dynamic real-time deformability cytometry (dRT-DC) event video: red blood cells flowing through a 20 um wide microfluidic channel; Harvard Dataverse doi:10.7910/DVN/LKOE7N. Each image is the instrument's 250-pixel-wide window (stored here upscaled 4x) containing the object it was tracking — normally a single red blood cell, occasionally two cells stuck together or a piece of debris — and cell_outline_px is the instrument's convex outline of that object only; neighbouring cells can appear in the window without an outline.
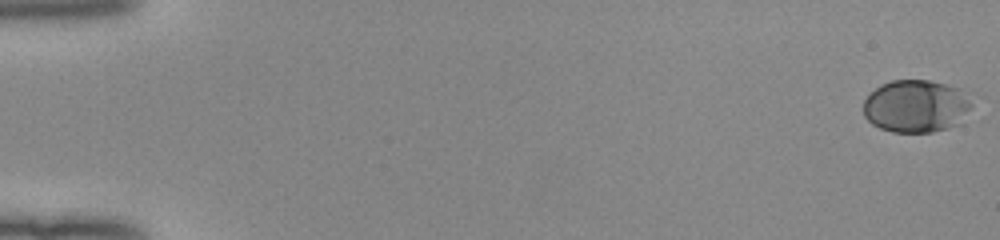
{"species": "human", "species_latin": "Homo sapiens", "temperature_condition": "room temperature", "stored_images_in_passage": 53, "camera_frame_rate_fps": 3000, "um_per_image_px": 0.085, "donor": {"sex": "female"}, "frame": {"image": 1, "passage_image": 1, "time_ms": 0.0, "image_size_px": [1000, 240], "cell_outline_px": [[972, 104], [960, 124], [948, 128], [932, 132], [892, 132], [880, 128], [872, 124], [864, 116], [864, 100], [880, 84], [892, 80], [928, 80], [960, 88]], "centroid_in_image_um": [77.85, 9.03], "position_along_channel_um": 7.2, "area_um2": 33.18}}
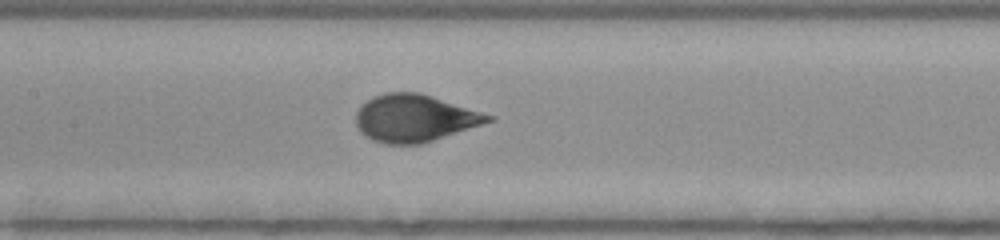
{"frame": {"image": 2, "passage_image": 27, "time_ms": 8.667, "image_size_px": [1000, 240], "cell_outline_px": [[496, 120], [420, 144], [384, 144], [372, 140], [360, 132], [356, 124], [356, 112], [372, 96], [384, 92], [420, 92], [496, 116]], "centroid_in_image_um": [35.26, 10.04], "position_along_channel_um": 172.1, "area_um2": 36.53}}
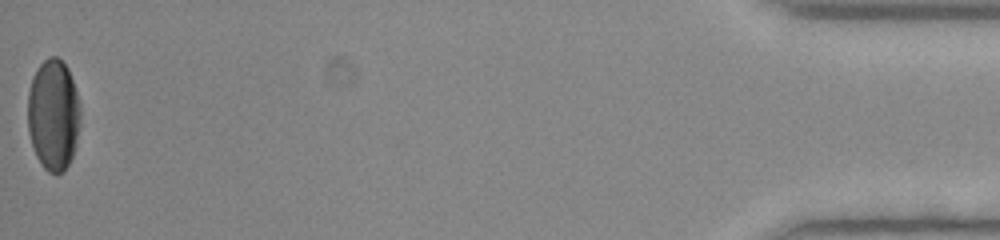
{"frame": {"image": 3, "passage_image": 53, "time_ms": 17.333, "image_size_px": [1000, 240], "cell_outline_px": [[80, 124], [76, 144], [72, 156], [68, 164], [56, 176], [48, 172], [40, 164], [36, 156], [28, 132], [28, 92], [32, 76], [36, 68], [48, 56], [56, 56], [68, 68], [80, 104]], "centroid_in_image_um": [4.52, 9.76], "position_along_channel_um": 430.7, "area_um2": 34.33}, "authors_computed_cell_mechanics": {"area_um2": 34.9112, "velocity_mm_per_s": 4.0085, "shape_relaxation_time_tau1_ms": 3.6155, "shape_relaxation_time_tau2_ms": null, "deformation_change_tau1": 0.189, "deformation_change_tau2": null}}